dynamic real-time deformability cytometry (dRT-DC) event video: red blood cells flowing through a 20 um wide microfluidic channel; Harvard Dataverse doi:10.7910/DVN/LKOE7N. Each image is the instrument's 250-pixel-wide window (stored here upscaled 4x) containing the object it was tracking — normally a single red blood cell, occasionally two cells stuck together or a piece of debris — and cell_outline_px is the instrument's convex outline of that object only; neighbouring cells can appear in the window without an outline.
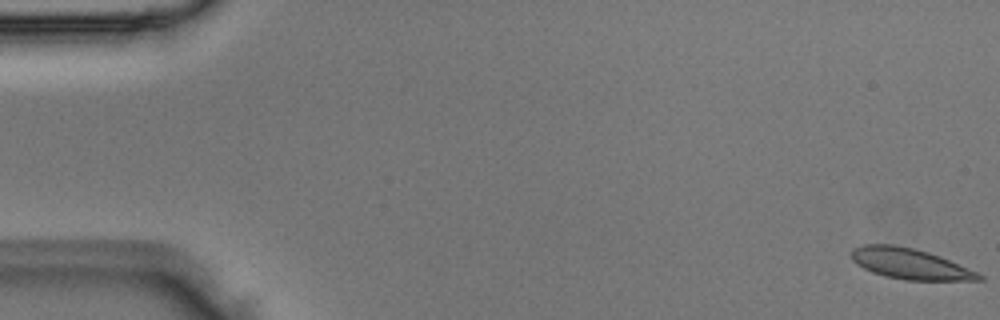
{"species": "Egyptian fruit bat (a non-hibernating species)", "species_latin": "Rousettus aegyptiacus", "temperature_condition": "room temperature", "stored_images_in_passage": 5, "camera_frame_rate_fps": 3000, "um_per_image_px": 0.085, "animal": {"sex": "male"}, "frame": {"image": 1, "passage_image": 1, "time_ms": 0.0, "image_size_px": [1000, 320], "cell_outline_px": [[984, 280], [904, 280], [884, 276], [872, 272], [856, 264], [852, 260], [852, 248], [864, 244], [892, 244], [912, 248], [928, 252], [980, 272], [984, 276]], "centroid_in_image_um": [77.36, 22.43], "position_along_channel_um": 7.6, "area_um2": 22.83}}
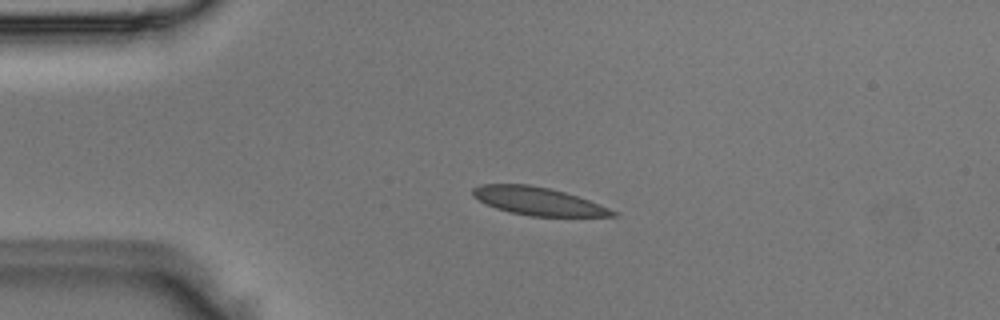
{"frame": {"image": 2, "passage_image": 4, "time_ms": 1.0, "image_size_px": [1000, 320], "cell_outline_px": [[620, 216], [528, 216], [496, 208], [484, 204], [472, 196], [472, 188], [480, 184], [528, 184], [548, 188], [564, 192], [588, 200], [608, 208], [616, 212]], "centroid_in_image_um": [45.67, 17.09], "position_along_channel_um": 39.3, "area_um2": 22.6}}